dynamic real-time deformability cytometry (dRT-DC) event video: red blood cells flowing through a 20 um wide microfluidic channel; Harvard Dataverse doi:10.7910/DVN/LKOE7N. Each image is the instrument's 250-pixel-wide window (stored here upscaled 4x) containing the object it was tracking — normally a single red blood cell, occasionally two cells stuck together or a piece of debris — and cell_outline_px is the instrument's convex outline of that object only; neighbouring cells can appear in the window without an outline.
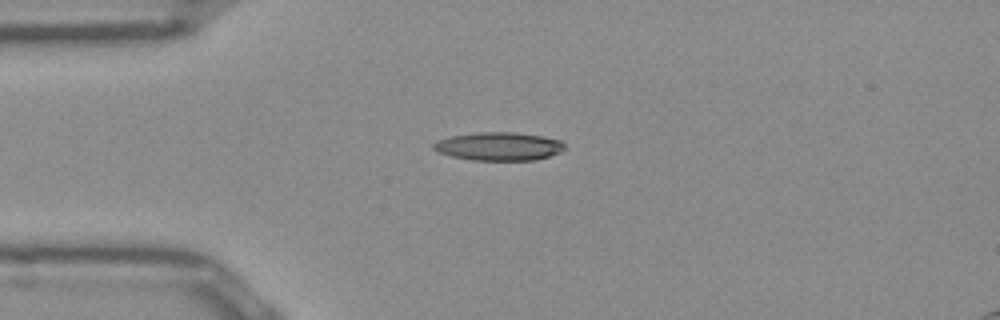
{"species": "Egyptian fruit bat (a non-hibernating species)", "species_latin": "Rousettus aegyptiacus", "temperature_condition": "room temperature", "stored_images_in_passage": 40, "camera_frame_rate_fps": 3000, "um_per_image_px": 0.085, "frame": {"image": 1, "passage_image": 1, "time_ms": 0.0, "image_size_px": [1000, 320], "cell_outline_px": [[564, 148], [560, 152], [536, 160], [472, 160], [452, 156], [440, 152], [432, 148], [432, 144], [440, 140], [452, 136], [476, 132], [516, 132], [540, 136], [560, 140], [564, 144]], "centroid_in_image_um": [42.41, 12.44], "position_along_channel_um": 42.6, "area_um2": 21.39}}
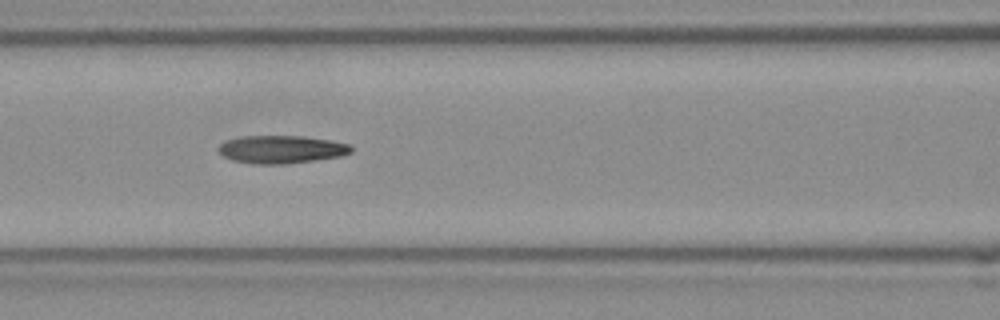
{"frame": {"image": 2, "passage_image": 10, "time_ms": 3.0, "image_size_px": [1000, 320], "cell_outline_px": [[352, 152], [340, 156], [316, 160], [284, 164], [252, 164], [232, 160], [224, 156], [220, 152], [220, 144], [224, 140], [240, 136], [304, 136], [332, 140], [348, 144], [352, 148]], "centroid_in_image_um": [23.91, 12.69], "position_along_channel_um": 142.7, "area_um2": 21.62}}
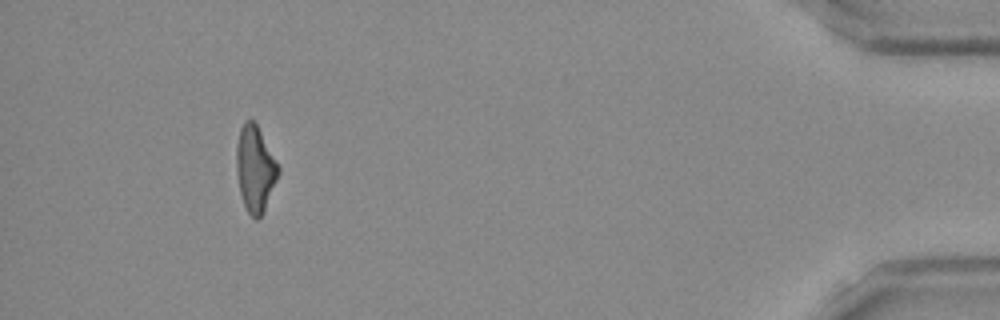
{"frame": {"image": 3, "passage_image": 36, "time_ms": 11.667, "image_size_px": [1000, 320], "cell_outline_px": [[280, 172], [264, 212], [256, 220], [248, 212], [244, 204], [240, 192], [236, 172], [236, 144], [240, 128], [244, 120], [252, 120], [256, 124], [276, 160], [280, 168]], "centroid_in_image_um": [21.68, 14.35], "position_along_channel_um": 413.5, "area_um2": 20.92}, "authors_computed_cell_mechanics": {"area_um2": 21.3571, "velocity_mm_per_s": 3.9285, "shape_relaxation_time_tau1_ms": 8.2808, "shape_relaxation_time_tau2_ms": 2.8307, "deformation_change_tau1": 0.2315, "deformation_change_tau2": 0.13}}